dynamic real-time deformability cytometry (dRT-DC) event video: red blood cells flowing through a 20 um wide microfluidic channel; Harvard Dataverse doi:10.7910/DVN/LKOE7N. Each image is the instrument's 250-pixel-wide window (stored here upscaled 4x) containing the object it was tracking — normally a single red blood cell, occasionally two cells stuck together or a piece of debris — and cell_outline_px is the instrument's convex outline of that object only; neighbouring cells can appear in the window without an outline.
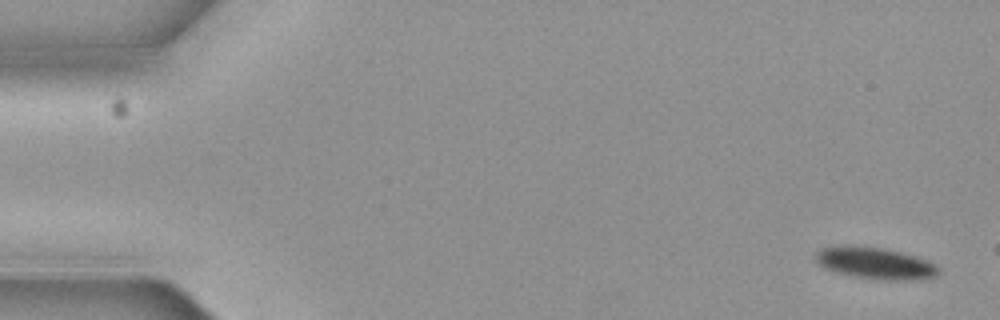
{"species": "common noctule bat (a hibernating species)", "species_latin": "Nyctalus noctula", "temperature_condition": "cold", "stored_images_in_passage": 5, "camera_frame_rate_fps": 3000, "um_per_image_px": 0.085, "animal": {"sex": "female", "body_mass_g": 19.3, "forearm_length_mm": 54.1}, "frame": {"image": 1, "passage_image": 1, "time_ms": 0.0, "image_size_px": [1000, 320], "cell_outline_px": [[940, 272], [936, 276], [920, 280], [876, 280], [836, 272], [824, 268], [816, 260], [816, 252], [820, 248], [848, 244], [884, 248], [916, 256], [928, 260], [936, 264], [940, 268]], "centroid_in_image_um": [74.43, 22.37], "position_along_channel_um": 10.6, "area_um2": 23.06}}